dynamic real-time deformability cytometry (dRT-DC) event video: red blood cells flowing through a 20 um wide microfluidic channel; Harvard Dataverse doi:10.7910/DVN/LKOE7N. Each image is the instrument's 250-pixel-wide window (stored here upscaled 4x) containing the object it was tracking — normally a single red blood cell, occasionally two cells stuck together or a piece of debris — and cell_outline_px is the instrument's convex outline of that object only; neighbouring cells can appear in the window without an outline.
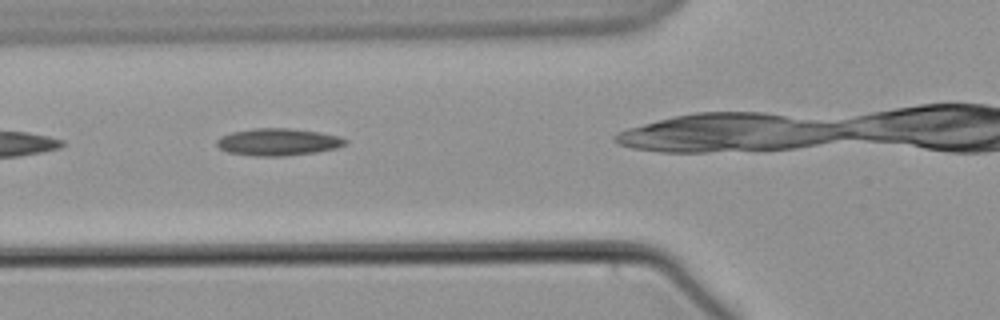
{"species": "common noctule bat (a hibernating species)", "species_latin": "Nyctalus noctula", "temperature_condition": "warm", "stored_images_in_passage": 11, "camera_frame_rate_fps": 3000, "um_per_image_px": 0.085, "animal": {"sex": "male", "body_mass_g": 21.5, "forearm_length_mm": 52.0}, "frame": {"image": 1, "passage_image": 2, "time_ms": 1.0, "image_size_px": [1000, 320], "cell_outline_px": [[348, 140], [344, 144], [336, 148], [316, 152], [284, 156], [256, 156], [228, 152], [220, 148], [216, 144], [216, 140], [220, 136], [232, 132], [252, 128], [292, 128], [320, 132], [340, 136]], "centroid_in_image_um": [23.63, 12.06], "position_along_channel_um": 102.2, "area_um2": 20.4}}